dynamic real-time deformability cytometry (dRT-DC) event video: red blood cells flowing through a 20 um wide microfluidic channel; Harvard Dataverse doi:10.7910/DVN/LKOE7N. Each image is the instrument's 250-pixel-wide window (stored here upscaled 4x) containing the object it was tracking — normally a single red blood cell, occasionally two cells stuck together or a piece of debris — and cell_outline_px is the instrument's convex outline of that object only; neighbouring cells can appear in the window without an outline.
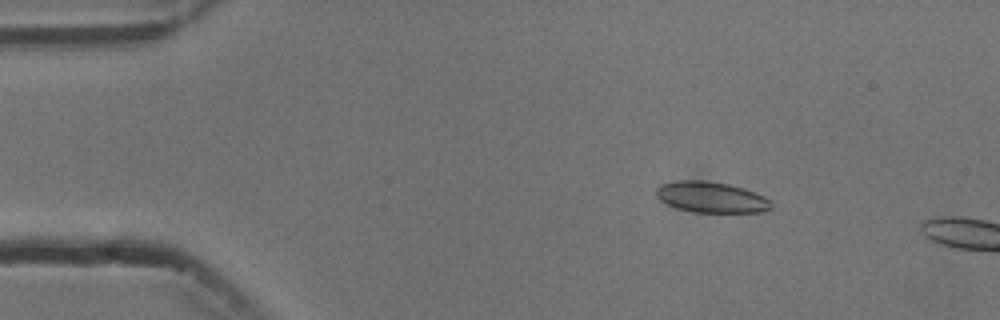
{"species": "common noctule bat (a hibernating species)", "species_latin": "Nyctalus noctula", "temperature_condition": "cold", "stored_images_in_passage": 5, "camera_frame_rate_fps": 3000, "um_per_image_px": 0.085, "animal": {"sex": "male", "body_mass_g": 13.3}, "frame": {"image": 1, "passage_image": 2, "time_ms": 2.0, "image_size_px": [1000, 320], "cell_outline_px": [[772, 208], [764, 212], [692, 212], [676, 208], [660, 200], [656, 196], [656, 188], [660, 184], [676, 180], [700, 180], [728, 184], [744, 188], [764, 196], [772, 200]], "centroid_in_image_um": [60.46, 16.76], "position_along_channel_um": 24.5, "area_um2": 20.87}}